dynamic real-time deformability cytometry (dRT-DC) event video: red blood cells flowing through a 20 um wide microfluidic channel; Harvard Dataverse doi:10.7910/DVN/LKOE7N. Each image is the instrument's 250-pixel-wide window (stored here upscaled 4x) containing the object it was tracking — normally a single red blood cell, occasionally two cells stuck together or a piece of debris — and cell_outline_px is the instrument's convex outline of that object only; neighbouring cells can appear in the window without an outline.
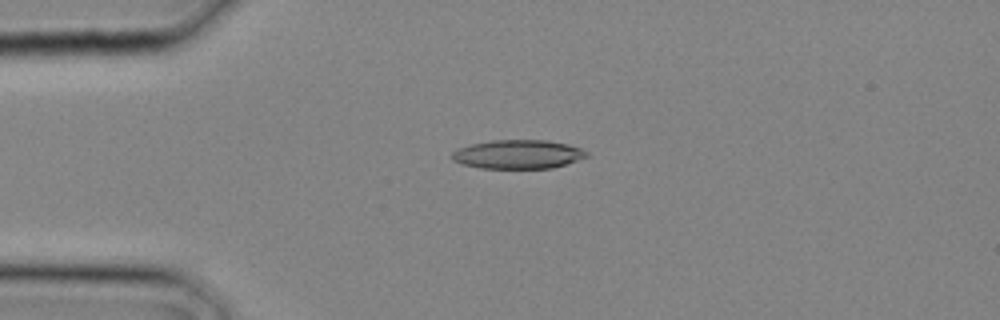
{"species": "common noctule bat (a hibernating species)", "species_latin": "Nyctalus noctula", "temperature_condition": "cold", "stored_images_in_passage": 22, "camera_frame_rate_fps": 3000, "um_per_image_px": 0.085, "animal": {"sex": "male", "body_mass_g": 20.4}, "frame": {"image": 1, "passage_image": 1, "time_ms": 0.0, "image_size_px": [1000, 320], "cell_outline_px": [[588, 156], [552, 168], [480, 168], [460, 164], [452, 160], [448, 156], [452, 152], [460, 148], [472, 144], [492, 140], [548, 140], [568, 144], [580, 148], [588, 152]], "centroid_in_image_um": [43.98, 13.11], "position_along_channel_um": 41.0, "area_um2": 22.66}}
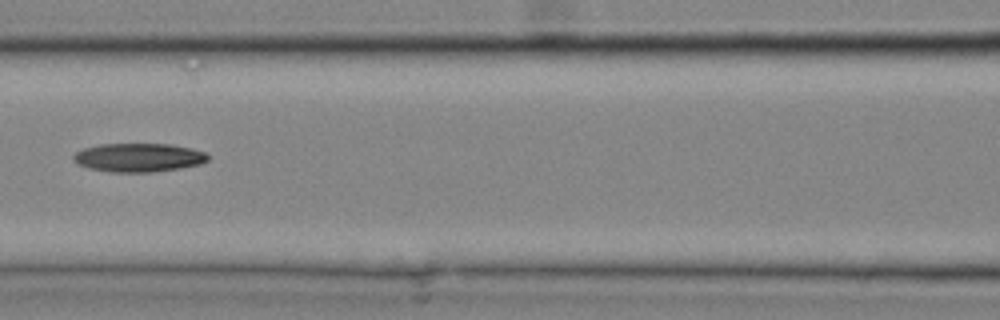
{"frame": {"image": 2, "passage_image": 7, "time_ms": 2.0, "image_size_px": [1000, 320], "cell_outline_px": [[208, 160], [200, 164], [180, 168], [152, 172], [112, 172], [88, 168], [72, 160], [72, 156], [76, 152], [84, 148], [100, 144], [172, 144], [192, 148], [204, 152], [208, 156]], "centroid_in_image_um": [11.78, 13.39], "position_along_channel_um": 154.8, "area_um2": 22.43}}
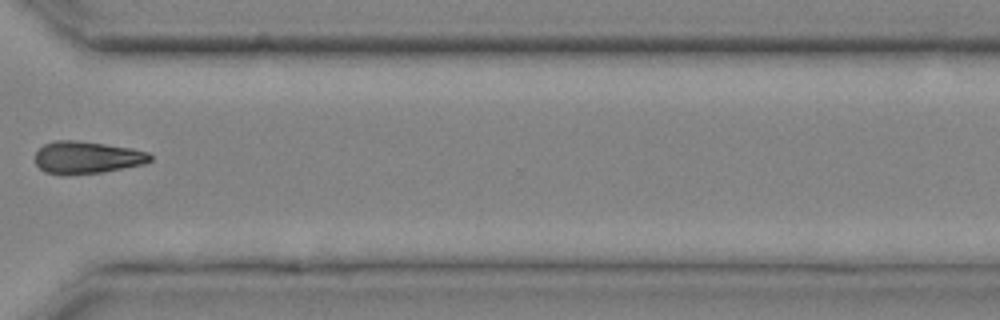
{"frame": {"image": 3, "passage_image": 16, "time_ms": 5.0, "image_size_px": [1000, 320], "cell_outline_px": [[152, 160], [144, 164], [104, 172], [44, 172], [36, 164], [36, 152], [44, 144], [56, 140], [76, 140], [132, 148], [148, 152], [152, 156]], "centroid_in_image_um": [7.44, 13.34], "position_along_channel_um": 363.2, "area_um2": 21.04}}